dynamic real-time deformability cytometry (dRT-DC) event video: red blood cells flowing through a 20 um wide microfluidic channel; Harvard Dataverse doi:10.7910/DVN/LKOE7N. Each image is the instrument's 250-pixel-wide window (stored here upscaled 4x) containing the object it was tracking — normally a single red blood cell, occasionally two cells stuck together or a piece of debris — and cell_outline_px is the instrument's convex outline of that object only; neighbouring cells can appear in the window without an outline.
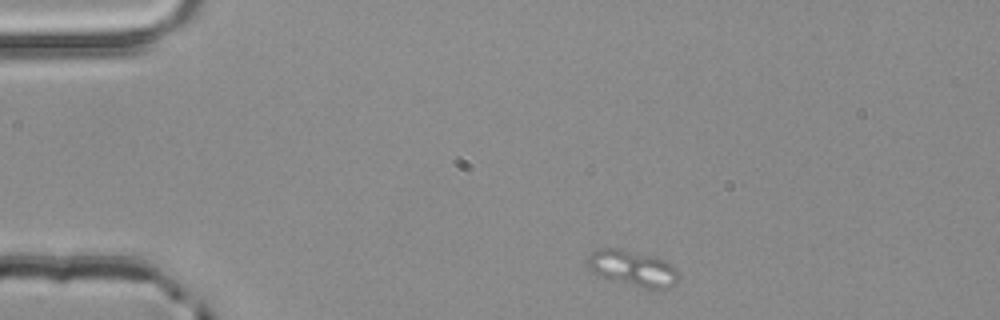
{"species": "common noctule bat (a hibernating species)", "species_latin": "Nyctalus noctula", "temperature_condition": "room temperature", "stored_images_in_passage": 2, "camera_frame_rate_fps": 3000, "um_per_image_px": 0.085, "animal": {"sex": "male", "body_mass_g": 20.4}, "frame": {"image": 1, "passage_image": 1, "time_ms": 0.0, "image_size_px": [1000, 320], "cell_outline_px": [[680, 276], [676, 284], [668, 288], [644, 288], [612, 280], [600, 276], [592, 272], [588, 268], [588, 256], [596, 248], [620, 248], [656, 256], [672, 264], [676, 268]], "centroid_in_image_um": [53.8, 22.79], "position_along_channel_um": 31.2, "area_um2": 19.25}}